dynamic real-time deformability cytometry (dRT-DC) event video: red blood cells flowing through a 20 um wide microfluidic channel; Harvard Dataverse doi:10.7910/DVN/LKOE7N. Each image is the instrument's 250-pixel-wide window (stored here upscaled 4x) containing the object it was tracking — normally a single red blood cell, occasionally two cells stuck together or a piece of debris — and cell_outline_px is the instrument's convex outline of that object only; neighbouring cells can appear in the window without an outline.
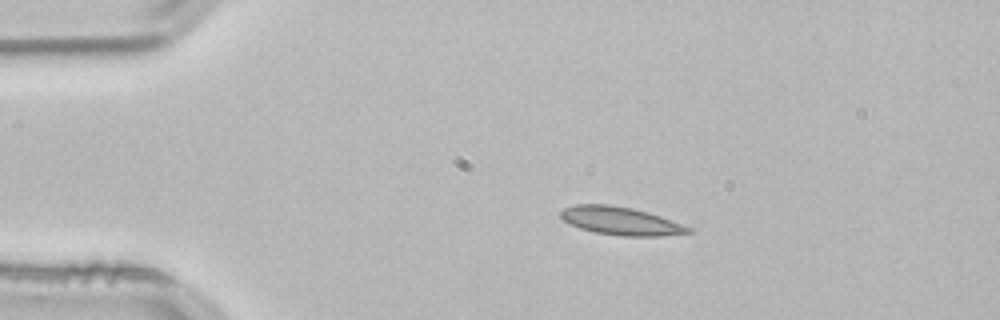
{"species": "common noctule bat (a hibernating species)", "species_latin": "Nyctalus noctula", "temperature_condition": "room temperature", "stored_images_in_passage": 44, "camera_frame_rate_fps": 3000, "um_per_image_px": 0.085, "animal": {"sex": "male", "body_mass_g": 21.5, "forearm_length_mm": 52.0}, "frame": {"image": 1, "passage_image": 1, "time_ms": 0.0, "image_size_px": [1000, 320], "cell_outline_px": [[692, 232], [660, 236], [624, 236], [596, 232], [580, 228], [564, 220], [560, 216], [560, 212], [564, 208], [576, 204], [608, 204], [632, 208], [648, 212], [660, 216], [692, 228]], "centroid_in_image_um": [52.76, 18.77], "position_along_channel_um": 32.2, "area_um2": 20.63}}
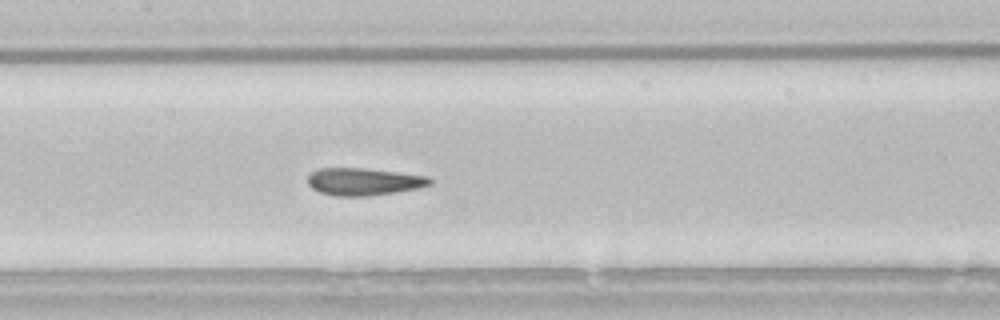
{"frame": {"image": 2, "passage_image": 16, "time_ms": 5.0, "image_size_px": [1000, 320], "cell_outline_px": [[432, 184], [420, 188], [396, 192], [368, 196], [336, 196], [320, 192], [312, 188], [308, 184], [308, 176], [312, 172], [320, 168], [364, 168], [428, 176], [432, 180]], "centroid_in_image_um": [30.93, 15.44], "position_along_channel_um": 176.5, "area_um2": 19.48}}
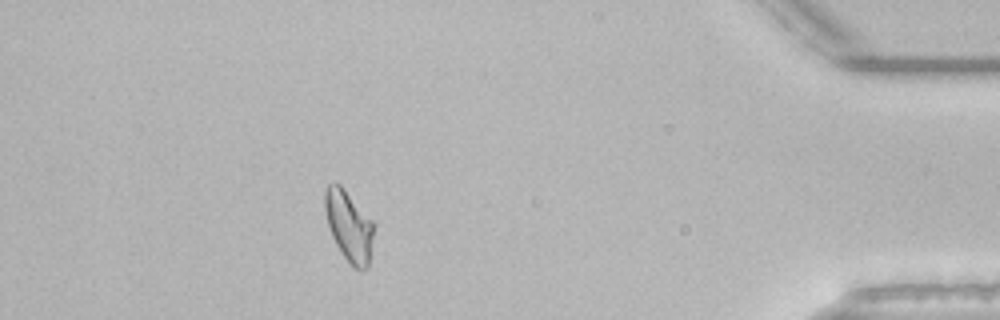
{"frame": {"image": 3, "passage_image": 38, "time_ms": 12.333, "image_size_px": [1000, 320], "cell_outline_px": [[372, 236], [368, 268], [360, 272], [344, 256], [336, 244], [332, 236], [328, 224], [324, 208], [324, 192], [328, 184], [340, 184], [372, 220]], "centroid_in_image_um": [29.63, 19.2], "position_along_channel_um": 405.6, "area_um2": 19.59}, "authors_computed_cell_mechanics": {"area_um2": 19.7098, "velocity_mm_per_s": 3.8239, "shape_relaxation_time_tau1_ms": null, "shape_relaxation_time_tau2_ms": 1.9143, "deformation_change_tau1": null, "deformation_change_tau2": 0.0907}}